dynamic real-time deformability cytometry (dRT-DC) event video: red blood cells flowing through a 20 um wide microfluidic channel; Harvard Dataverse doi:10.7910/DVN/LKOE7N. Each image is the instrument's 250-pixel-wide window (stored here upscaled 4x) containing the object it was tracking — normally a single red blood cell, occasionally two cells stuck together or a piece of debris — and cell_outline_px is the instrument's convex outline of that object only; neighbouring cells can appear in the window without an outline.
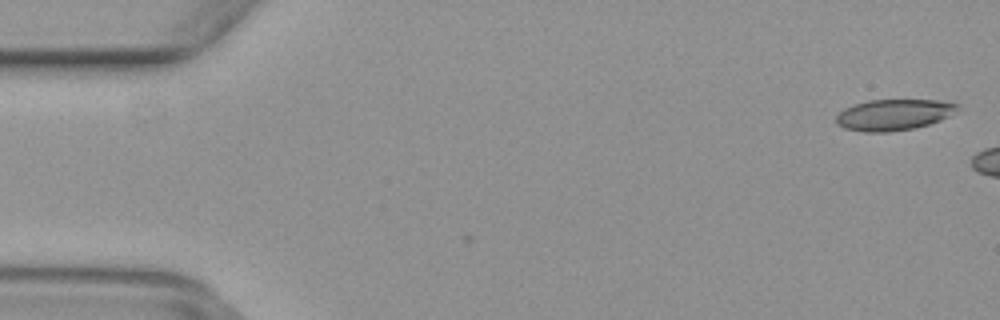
{"species": "common noctule bat (a hibernating species)", "species_latin": "Nyctalus noctula", "temperature_condition": "warm", "stored_images_in_passage": 2, "camera_frame_rate_fps": 3000, "um_per_image_px": 0.085, "animal": {"sex": "female", "body_mass_g": 29.2, "forearm_length_mm": 56.3}, "frame": {"image": 1, "passage_image": 2, "time_ms": 0.333, "image_size_px": [1000, 320], "cell_outline_px": [[960, 104], [948, 116], [940, 120], [928, 124], [912, 128], [888, 132], [868, 132], [844, 128], [836, 124], [836, 116], [844, 108], [852, 104], [868, 100], [936, 100]], "centroid_in_image_um": [75.9, 9.74], "position_along_channel_um": 9.1, "area_um2": 21.73}}